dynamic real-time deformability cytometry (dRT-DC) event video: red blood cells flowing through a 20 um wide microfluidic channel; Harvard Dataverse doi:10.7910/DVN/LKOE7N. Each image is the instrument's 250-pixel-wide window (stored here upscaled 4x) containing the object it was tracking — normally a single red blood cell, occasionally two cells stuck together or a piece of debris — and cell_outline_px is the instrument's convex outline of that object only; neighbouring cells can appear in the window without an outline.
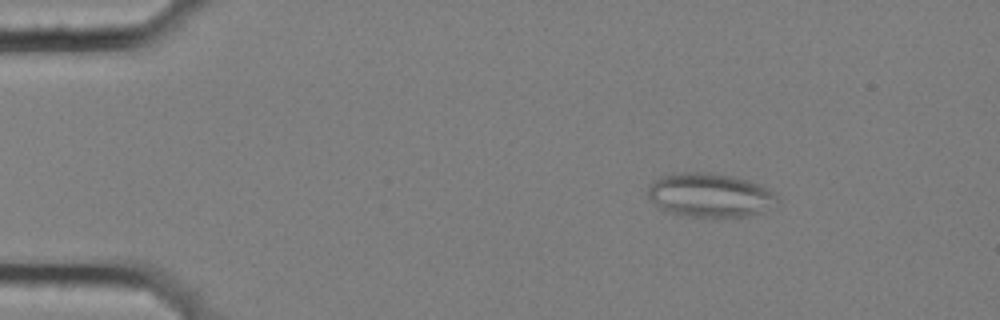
{"species": "common noctule bat (a hibernating species)", "species_latin": "Nyctalus noctula", "temperature_condition": "cold", "stored_images_in_passage": 57, "camera_frame_rate_fps": 3000, "um_per_image_px": 0.085, "animal": {"sex": "female", "body_mass_g": 25.1}, "frame": {"image": 1, "passage_image": 9, "time_ms": 2.667, "image_size_px": [1000, 320], "cell_outline_px": [[780, 204], [760, 212], [748, 216], [688, 216], [672, 212], [660, 208], [648, 196], [648, 188], [660, 176], [680, 172], [712, 172], [732, 176], [748, 180], [760, 184], [768, 188], [780, 200]], "centroid_in_image_um": [60.4, 16.57], "position_along_channel_um": 24.6, "area_um2": 32.95}}
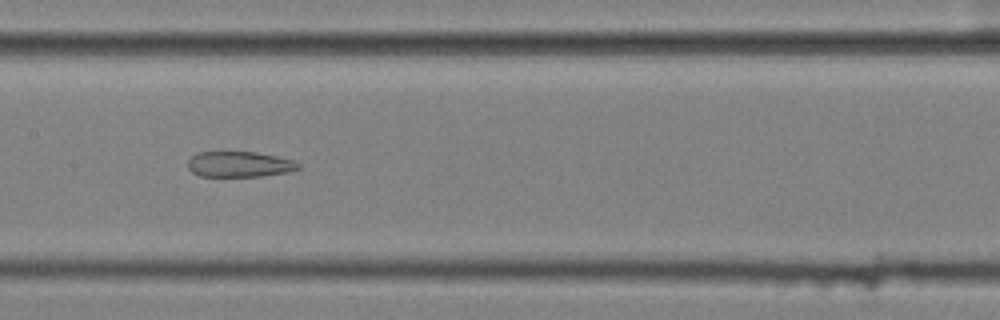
{"frame": {"image": 2, "passage_image": 29, "time_ms": 9.333, "image_size_px": [1000, 320], "cell_outline_px": [[300, 168], [288, 172], [260, 176], [200, 176], [192, 172], [188, 168], [188, 160], [196, 152], [256, 152], [276, 156], [292, 160], [300, 164]], "centroid_in_image_um": [20.33, 13.96], "position_along_channel_um": 187.1, "area_um2": 16.42}}
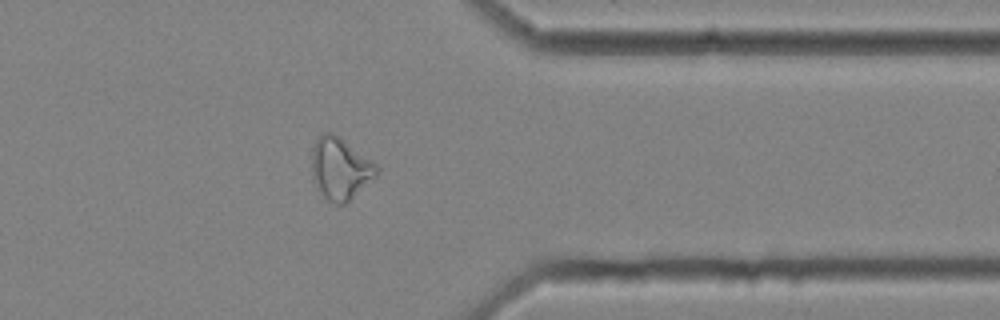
{"frame": {"image": 3, "passage_image": 46, "time_ms": 15.0, "image_size_px": [1000, 320], "cell_outline_px": [[380, 168], [376, 176], [344, 204], [336, 204], [328, 200], [316, 188], [312, 180], [312, 148], [320, 132], [332, 132], [340, 136], [376, 164]], "centroid_in_image_um": [28.89, 14.3], "position_along_channel_um": 382.5, "area_um2": 23.41}, "authors_computed_cell_mechanics": {"area_um2": 24.7962, "velocity_mm_per_s": 3.5803, "shape_relaxation_time_tau1_ms": null, "shape_relaxation_time_tau2_ms": 4.7467, "deformation_change_tau1": null, "deformation_change_tau2": 0.1533}}